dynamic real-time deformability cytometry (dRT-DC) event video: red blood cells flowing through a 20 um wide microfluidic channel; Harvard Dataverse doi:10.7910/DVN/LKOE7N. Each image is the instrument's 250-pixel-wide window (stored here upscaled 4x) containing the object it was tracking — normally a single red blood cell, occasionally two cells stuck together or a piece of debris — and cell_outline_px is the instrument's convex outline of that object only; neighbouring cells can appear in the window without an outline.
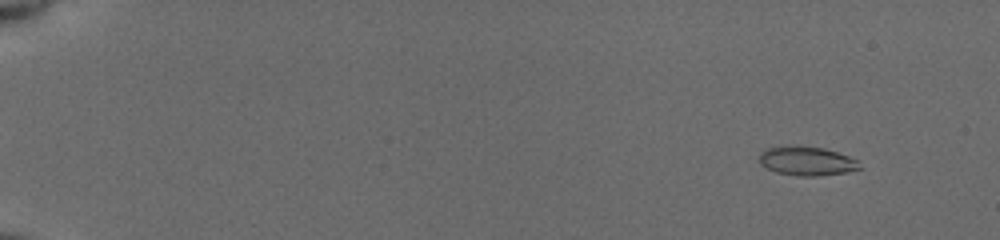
{"species": "common noctule bat (a hibernating species)", "species_latin": "Nyctalus noctula", "temperature_condition": "cold", "stored_images_in_passage": 54, "camera_frame_rate_fps": 3000, "um_per_image_px": 0.085, "animal": {"sex": "female", "body_mass_g": 19.5, "forearm_length_mm": 54.1}, "frame": {"image": 1, "passage_image": 5, "time_ms": 1.333, "image_size_px": [1000, 240], "cell_outline_px": [[864, 168], [844, 172], [816, 176], [800, 176], [776, 172], [760, 164], [760, 152], [764, 148], [780, 144], [800, 144], [824, 148], [860, 160]], "centroid_in_image_um": [68.56, 13.64], "position_along_channel_um": 16.4, "area_um2": 17.57}}
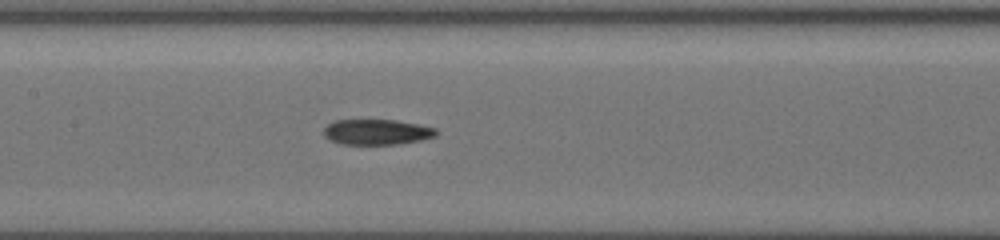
{"frame": {"image": 2, "passage_image": 29, "time_ms": 9.333, "image_size_px": [1000, 240], "cell_outline_px": [[436, 136], [420, 140], [396, 144], [340, 144], [328, 140], [324, 136], [324, 128], [328, 124], [336, 120], [396, 120], [436, 128]], "centroid_in_image_um": [31.98, 11.22], "position_along_channel_um": 175.4, "area_um2": 16.59}}
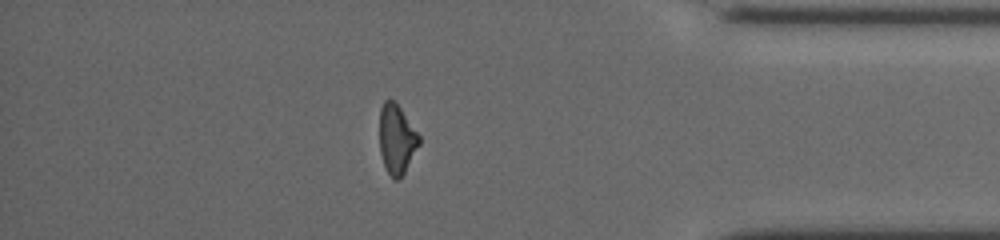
{"frame": {"image": 3, "passage_image": 48, "time_ms": 15.667, "image_size_px": [1000, 240], "cell_outline_px": [[420, 144], [404, 172], [396, 180], [392, 180], [384, 164], [380, 152], [380, 108], [384, 100], [392, 100], [400, 108], [420, 136]], "centroid_in_image_um": [33.71, 11.83], "position_along_channel_um": 401.5, "area_um2": 15.72}, "authors_computed_cell_mechanics": {"area_um2": 16.7909, "velocity_mm_per_s": 3.9348, "shape_relaxation_time_tau1_ms": null, "shape_relaxation_time_tau2_ms": 3.036, "deformation_change_tau1": null, "deformation_change_tau2": 0.1071}}